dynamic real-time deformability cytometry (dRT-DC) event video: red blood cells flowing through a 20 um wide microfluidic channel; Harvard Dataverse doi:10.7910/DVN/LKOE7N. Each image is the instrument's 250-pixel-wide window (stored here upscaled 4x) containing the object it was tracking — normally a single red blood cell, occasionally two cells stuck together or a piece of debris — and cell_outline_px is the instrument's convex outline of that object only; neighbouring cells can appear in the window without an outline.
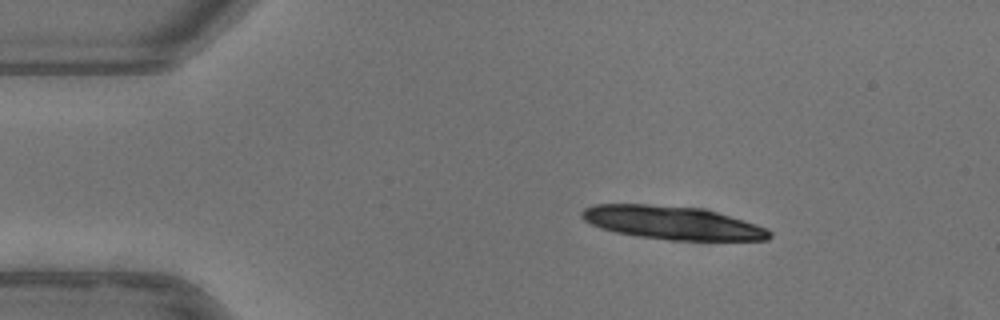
{"species": "common noctule bat (a hibernating species)", "species_latin": "Nyctalus noctula", "temperature_condition": "warm", "stored_images_in_passage": 21, "camera_frame_rate_fps": 3000, "um_per_image_px": 0.085, "animal": {"sex": "female"}, "frame": {"image": 1, "passage_image": 1, "time_ms": 0.0, "image_size_px": [1000, 320], "cell_outline_px": [[772, 236], [768, 240], [668, 240], [640, 236], [616, 232], [600, 228], [584, 220], [580, 216], [580, 212], [584, 208], [596, 204], [644, 204], [700, 208], [716, 212], [756, 224], [768, 228], [772, 232]], "centroid_in_image_um": [57.15, 18.94], "position_along_channel_um": 27.9, "area_um2": 36.24}}
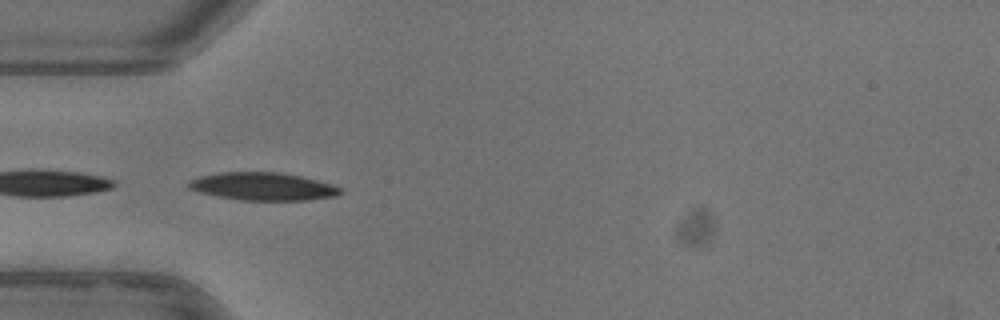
{"frame": {"image": 2, "passage_image": 9, "time_ms": 2.667, "image_size_px": [1000, 320], "cell_outline_px": [[340, 192], [336, 196], [308, 200], [240, 200], [216, 196], [200, 192], [188, 188], [188, 184], [192, 180], [200, 176], [220, 172], [280, 172], [300, 176], [332, 184], [340, 188]], "centroid_in_image_um": [22.33, 15.85], "position_along_channel_um": 62.7, "area_um2": 24.39}}
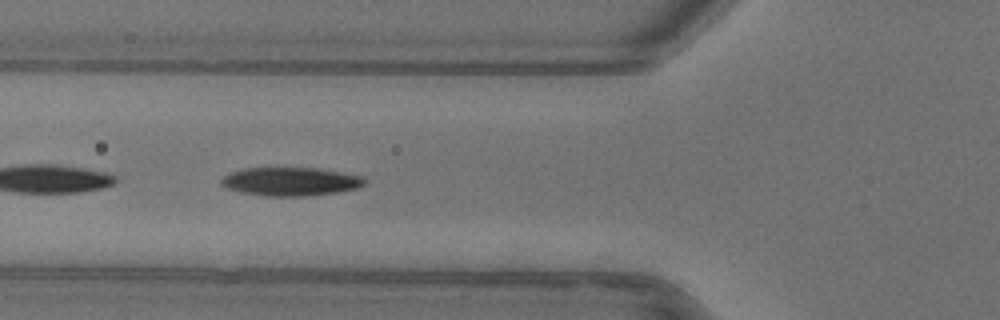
{"frame": {"image": 3, "passage_image": 12, "time_ms": 3.667, "image_size_px": [1000, 320], "cell_outline_px": [[368, 180], [364, 184], [356, 188], [336, 192], [304, 196], [264, 196], [244, 192], [228, 188], [220, 184], [220, 180], [224, 176], [232, 172], [244, 168], [320, 168], [360, 176]], "centroid_in_image_um": [24.7, 15.42], "position_along_channel_um": 101.1, "area_um2": 23.52}}